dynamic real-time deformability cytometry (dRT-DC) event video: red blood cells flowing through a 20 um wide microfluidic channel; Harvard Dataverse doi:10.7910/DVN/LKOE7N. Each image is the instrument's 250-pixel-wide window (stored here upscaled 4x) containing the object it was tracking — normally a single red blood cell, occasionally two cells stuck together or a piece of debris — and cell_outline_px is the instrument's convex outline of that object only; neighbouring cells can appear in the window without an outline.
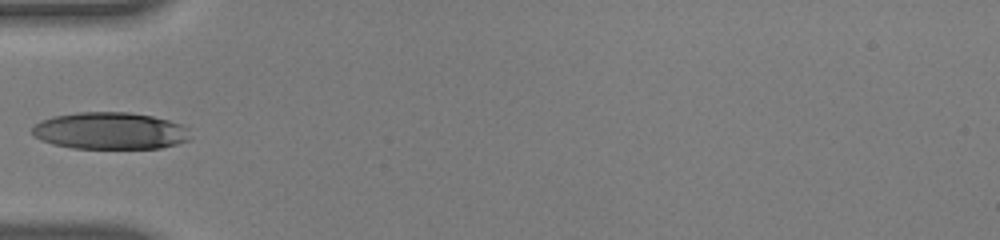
{"species": "human", "species_latin": "Homo sapiens", "temperature_condition": "warm", "stored_images_in_passage": 3, "camera_frame_rate_fps": 3000, "um_per_image_px": 0.085, "donor": {"sex": "male"}, "frame": {"image": 1, "passage_image": 1, "time_ms": 0.0, "image_size_px": [1000, 240], "cell_outline_px": [[188, 140], [176, 144], [160, 148], [72, 148], [52, 144], [40, 140], [32, 136], [32, 128], [40, 120], [52, 116], [76, 112], [128, 112], [152, 116], [168, 120], [180, 124], [188, 128]], "centroid_in_image_um": [9.3, 11.12], "position_along_channel_um": 75.7, "area_um2": 34.16}}